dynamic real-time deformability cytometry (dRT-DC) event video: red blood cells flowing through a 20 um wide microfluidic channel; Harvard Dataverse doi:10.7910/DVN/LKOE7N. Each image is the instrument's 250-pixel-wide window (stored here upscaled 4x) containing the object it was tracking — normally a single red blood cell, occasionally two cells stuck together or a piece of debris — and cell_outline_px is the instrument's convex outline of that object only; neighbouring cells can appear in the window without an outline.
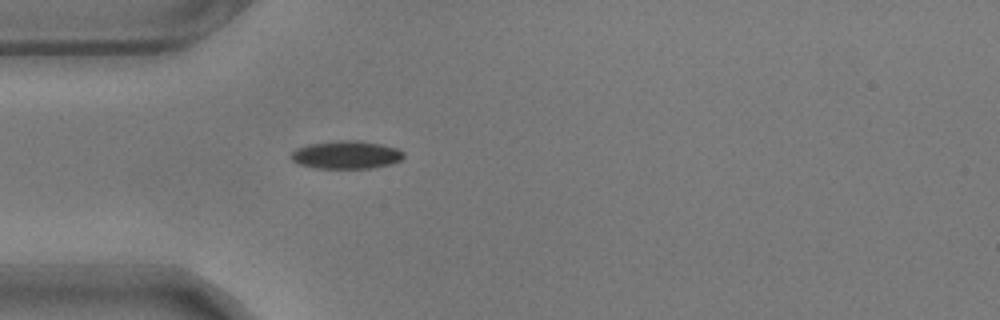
{"species": "common noctule bat (a hibernating species)", "species_latin": "Nyctalus noctula", "temperature_condition": "warm", "stored_images_in_passage": 42, "camera_frame_rate_fps": 3000, "um_per_image_px": 0.085, "animal": {"sex": "male", "body_mass_g": 17.9}, "frame": {"image": 1, "passage_image": 1, "time_ms": 0.0, "image_size_px": [1000, 320], "cell_outline_px": [[404, 156], [400, 160], [392, 164], [372, 168], [316, 168], [300, 164], [292, 160], [288, 156], [296, 148], [308, 144], [340, 140], [356, 140], [380, 144], [400, 148], [404, 152]], "centroid_in_image_um": [29.44, 13.15], "position_along_channel_um": 55.6, "area_um2": 18.5}}
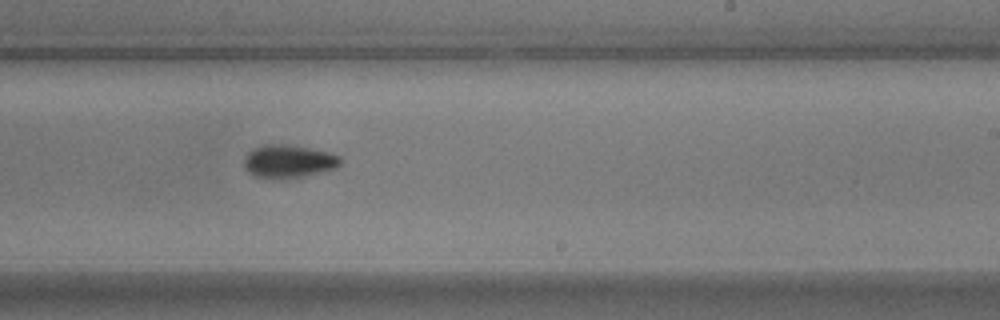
{"frame": {"image": 2, "passage_image": 19, "time_ms": 6.0, "image_size_px": [1000, 320], "cell_outline_px": [[344, 160], [336, 168], [304, 176], [284, 180], [264, 180], [248, 172], [244, 164], [244, 160], [248, 152], [252, 148], [264, 144], [280, 144], [308, 148], [332, 152], [340, 156]], "centroid_in_image_um": [24.52, 13.74], "position_along_channel_um": 264.5, "area_um2": 19.02}}
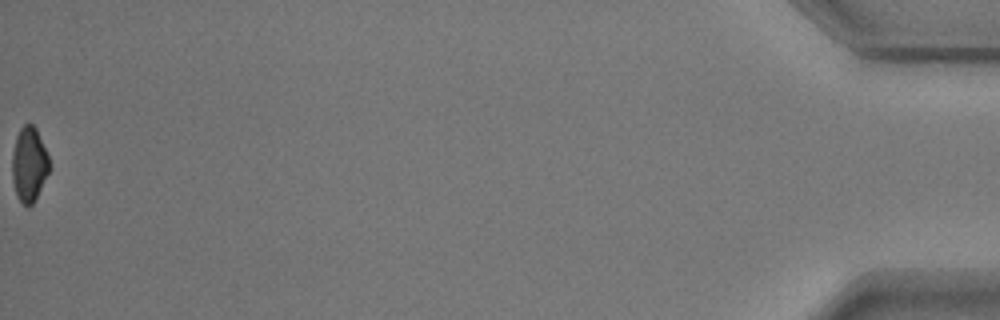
{"frame": {"image": 3, "passage_image": 42, "time_ms": 13.667, "image_size_px": [1000, 320], "cell_outline_px": [[48, 172], [36, 200], [28, 208], [16, 196], [12, 180], [12, 152], [16, 136], [20, 128], [24, 124], [32, 124], [36, 128], [48, 156]], "centroid_in_image_um": [2.44, 13.99], "position_along_channel_um": 432.8, "area_um2": 16.13}, "authors_computed_cell_mechanics": {"area_um2": 18.0047, "velocity_mm_per_s": 3.5392, "shape_relaxation_time_tau1_ms": 3.6703, "shape_relaxation_time_tau2_ms": 10.761, "deformation_change_tau1": 0.1098, "deformation_change_tau2": 0.1273}}